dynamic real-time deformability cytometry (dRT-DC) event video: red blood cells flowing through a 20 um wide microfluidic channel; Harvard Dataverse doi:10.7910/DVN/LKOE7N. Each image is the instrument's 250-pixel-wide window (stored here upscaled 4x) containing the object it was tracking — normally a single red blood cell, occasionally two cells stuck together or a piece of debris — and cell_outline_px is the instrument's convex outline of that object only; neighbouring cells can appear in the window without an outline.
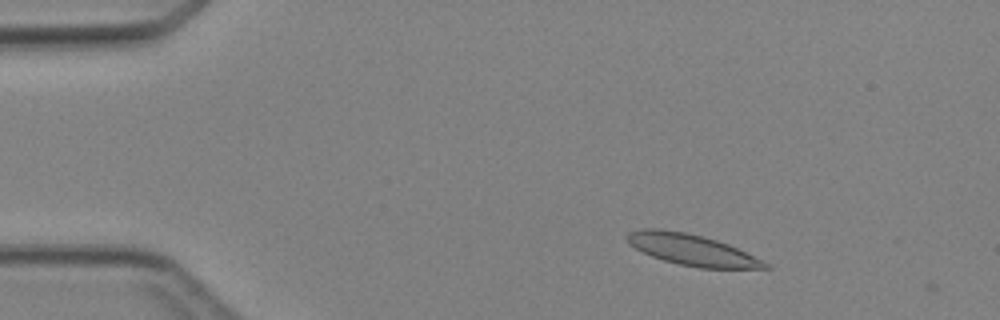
{"species": "Egyptian fruit bat (a non-hibernating species)", "species_latin": "Rousettus aegyptiacus", "temperature_condition": "cold", "stored_images_in_passage": 4, "camera_frame_rate_fps": 3000, "um_per_image_px": 0.085, "animal": {"sex": "female"}, "frame": {"image": 1, "passage_image": 2, "time_ms": 1.333, "image_size_px": [1000, 320], "cell_outline_px": [[772, 268], [700, 268], [680, 264], [664, 260], [652, 256], [628, 244], [624, 236], [628, 232], [644, 228], [660, 228], [684, 232], [704, 236], [728, 244], [764, 260]], "centroid_in_image_um": [58.78, 21.22], "position_along_channel_um": 26.2, "area_um2": 24.97}}
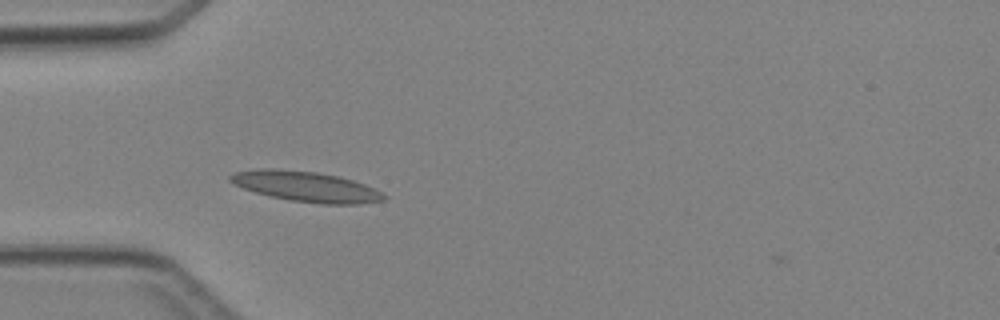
{"frame": {"image": 2, "passage_image": 4, "time_ms": 3.667, "image_size_px": [1000, 320], "cell_outline_px": [[388, 196], [384, 200], [356, 204], [320, 204], [288, 200], [256, 192], [244, 188], [228, 180], [228, 176], [236, 172], [260, 168], [272, 168], [316, 172], [336, 176], [352, 180], [364, 184]], "centroid_in_image_um": [26.0, 15.86], "position_along_channel_um": 59.0, "area_um2": 26.82}}